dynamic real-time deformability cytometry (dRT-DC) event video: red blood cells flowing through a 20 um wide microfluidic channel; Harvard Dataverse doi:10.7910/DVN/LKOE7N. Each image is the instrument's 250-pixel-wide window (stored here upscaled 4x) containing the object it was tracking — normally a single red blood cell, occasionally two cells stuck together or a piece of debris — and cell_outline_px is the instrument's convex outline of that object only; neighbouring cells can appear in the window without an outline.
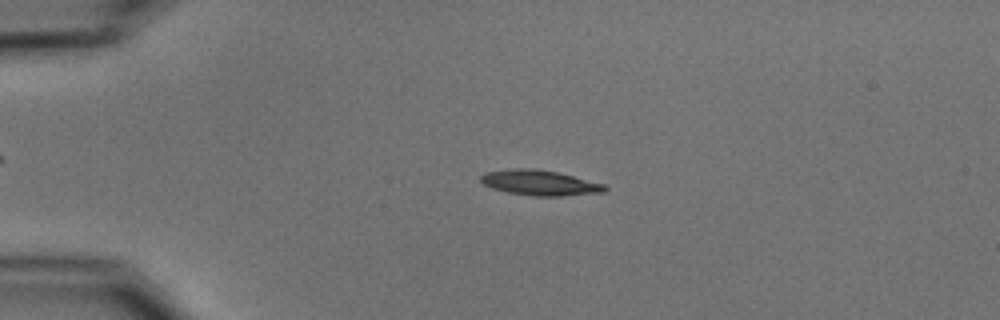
{"species": "common noctule bat (a hibernating species)", "species_latin": "Nyctalus noctula", "temperature_condition": "cold", "stored_images_in_passage": 46, "camera_frame_rate_fps": 3000, "um_per_image_px": 0.085, "animal": {"sex": "male", "body_mass_g": 15.6}, "frame": {"image": 1, "passage_image": 4, "time_ms": 1.0, "image_size_px": [1000, 320], "cell_outline_px": [[608, 188], [604, 192], [560, 196], [532, 196], [508, 192], [492, 188], [484, 184], [480, 180], [480, 176], [484, 172], [512, 168], [536, 168], [556, 172], [604, 184]], "centroid_in_image_um": [45.84, 15.53], "position_along_channel_um": 39.2, "area_um2": 18.21}}
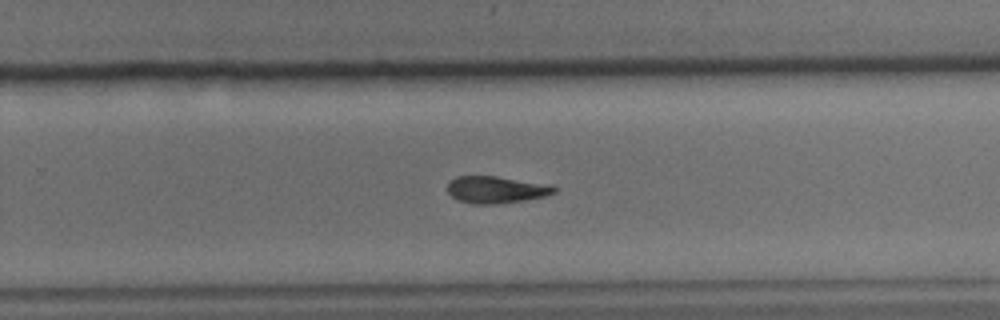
{"frame": {"image": 2, "passage_image": 27, "time_ms": 8.667, "image_size_px": [1000, 320], "cell_outline_px": [[556, 192], [544, 196], [524, 200], [496, 204], [472, 204], [456, 200], [448, 192], [448, 180], [456, 176], [496, 176], [556, 184]], "centroid_in_image_um": [42.19, 16.11], "position_along_channel_um": 287.6, "area_um2": 17.17}}
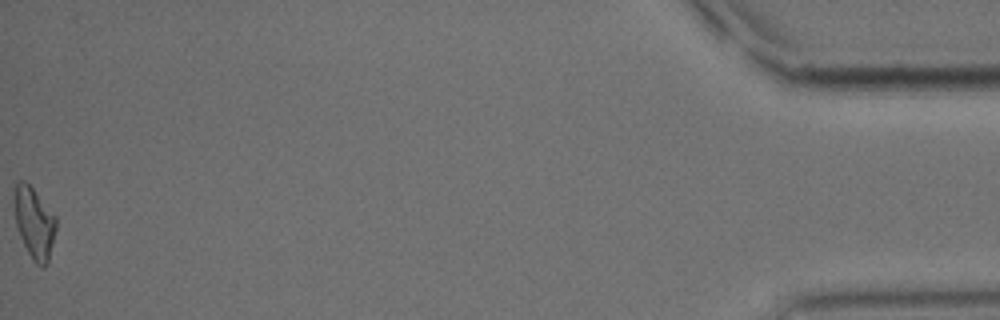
{"frame": {"image": 3, "passage_image": 46, "time_ms": 15.0, "image_size_px": [1000, 320], "cell_outline_px": [[56, 228], [48, 264], [44, 268], [40, 268], [32, 260], [20, 236], [16, 224], [12, 204], [16, 184], [20, 180], [24, 180], [32, 188], [56, 216]], "centroid_in_image_um": [2.9, 18.97], "position_along_channel_um": 432.3, "area_um2": 17.51}, "authors_computed_cell_mechanics": {"area_um2": 17.3689, "velocity_mm_per_s": 3.7218, "shape_relaxation_time_tau1_ms": 3.4888, "shape_relaxation_time_tau2_ms": null, "deformation_change_tau1": 0.172, "deformation_change_tau2": null}}